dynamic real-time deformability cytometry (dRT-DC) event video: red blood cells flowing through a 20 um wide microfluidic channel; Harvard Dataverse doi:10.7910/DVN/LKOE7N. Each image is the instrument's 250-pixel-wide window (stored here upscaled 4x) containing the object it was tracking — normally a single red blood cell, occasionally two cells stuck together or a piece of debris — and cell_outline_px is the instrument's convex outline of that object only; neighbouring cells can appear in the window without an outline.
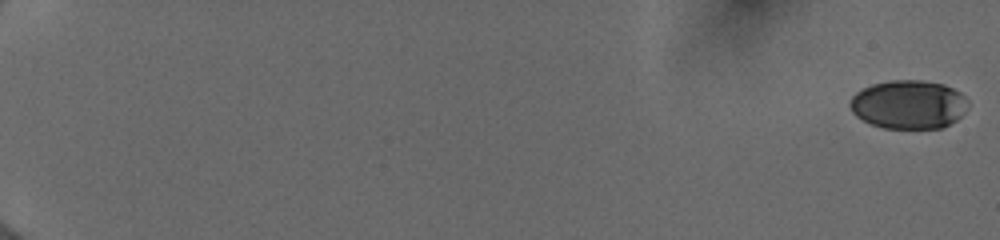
{"species": "human", "species_latin": "Homo sapiens", "temperature_condition": "cold", "stored_images_in_passage": 15, "camera_frame_rate_fps": 3000, "um_per_image_px": 0.085, "donor": {"sex": "female"}, "frame": {"image": 1, "passage_image": 1, "time_ms": 0.0, "image_size_px": [1000, 240], "cell_outline_px": [[964, 112], [956, 120], [940, 128], [884, 128], [872, 124], [856, 116], [852, 112], [848, 104], [852, 96], [856, 92], [872, 84], [892, 80], [920, 80], [944, 84], [960, 92], [964, 96]], "centroid_in_image_um": [77.18, 8.87], "position_along_channel_um": 7.8, "area_um2": 33.12}}